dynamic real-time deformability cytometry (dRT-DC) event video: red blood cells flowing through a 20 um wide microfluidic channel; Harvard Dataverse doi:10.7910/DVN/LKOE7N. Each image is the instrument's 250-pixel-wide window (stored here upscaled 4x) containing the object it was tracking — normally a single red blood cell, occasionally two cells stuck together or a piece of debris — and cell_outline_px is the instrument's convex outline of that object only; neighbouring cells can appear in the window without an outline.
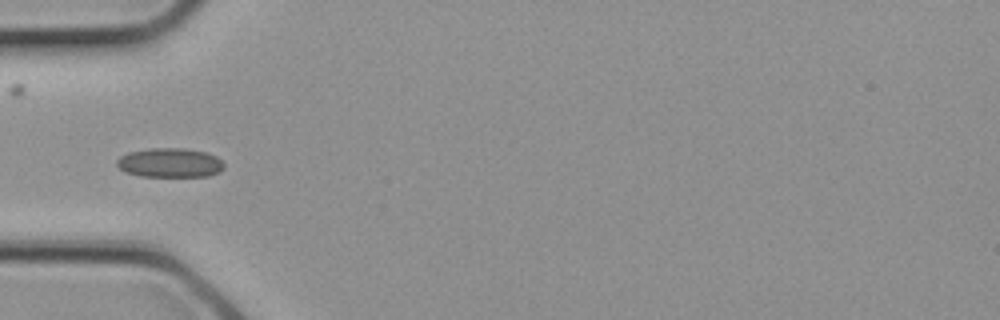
{"species": "common noctule bat (a hibernating species)", "species_latin": "Nyctalus noctula", "temperature_condition": "cold", "stored_images_in_passage": 2, "camera_frame_rate_fps": 3000, "um_per_image_px": 0.085, "animal": {"sex": "female", "body_mass_g": 21.9}, "frame": {"image": 1, "passage_image": 2, "time_ms": 0.333, "image_size_px": [1000, 320], "cell_outline_px": [[224, 168], [220, 172], [208, 176], [140, 176], [124, 172], [116, 164], [116, 160], [120, 156], [128, 152], [148, 148], [184, 148], [208, 152], [216, 156], [224, 164]], "centroid_in_image_um": [14.44, 13.83], "position_along_channel_um": 70.6, "area_um2": 18.5}}